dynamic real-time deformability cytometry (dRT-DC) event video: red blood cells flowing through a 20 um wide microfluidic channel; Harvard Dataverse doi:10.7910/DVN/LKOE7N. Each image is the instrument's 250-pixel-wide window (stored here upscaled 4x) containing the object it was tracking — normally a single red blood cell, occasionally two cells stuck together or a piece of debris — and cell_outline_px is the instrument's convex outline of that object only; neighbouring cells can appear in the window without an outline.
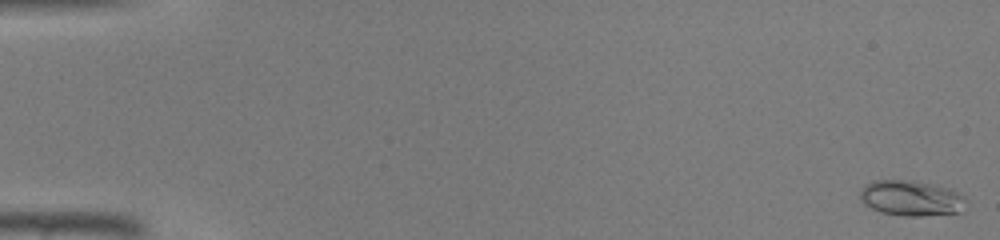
{"species": "common noctule bat (a hibernating species)", "species_latin": "Nyctalus noctula", "temperature_condition": "warm", "stored_images_in_passage": 46, "camera_frame_rate_fps": 3000, "um_per_image_px": 0.085, "animal": {"sex": "male", "body_mass_g": 19.0, "forearm_length_mm": 50.8}, "frame": {"image": 1, "passage_image": 1, "time_ms": 0.0, "image_size_px": [1000, 240], "cell_outline_px": [[968, 200], [960, 212], [920, 216], [904, 216], [884, 212], [872, 208], [864, 204], [860, 200], [860, 192], [872, 180], [900, 180], [928, 184], [948, 188], [964, 196]], "centroid_in_image_um": [77.46, 16.86], "position_along_channel_um": 7.5, "area_um2": 21.44}}
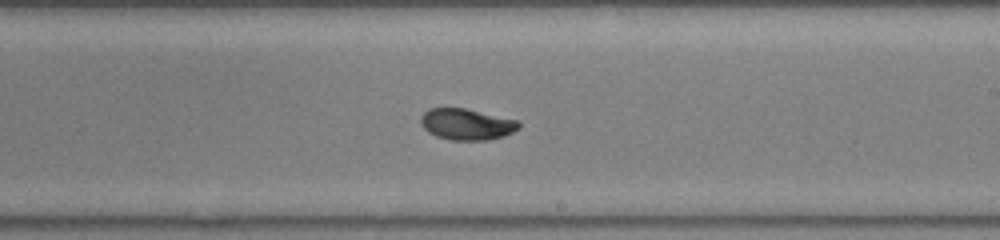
{"frame": {"image": 2, "passage_image": 28, "time_ms": 9.0, "image_size_px": [1000, 240], "cell_outline_px": [[520, 128], [504, 136], [488, 140], [452, 140], [436, 136], [428, 132], [424, 128], [420, 120], [420, 116], [428, 108], [464, 108], [516, 120], [520, 124]], "centroid_in_image_um": [39.64, 10.56], "position_along_channel_um": 249.4, "area_um2": 17.74}}
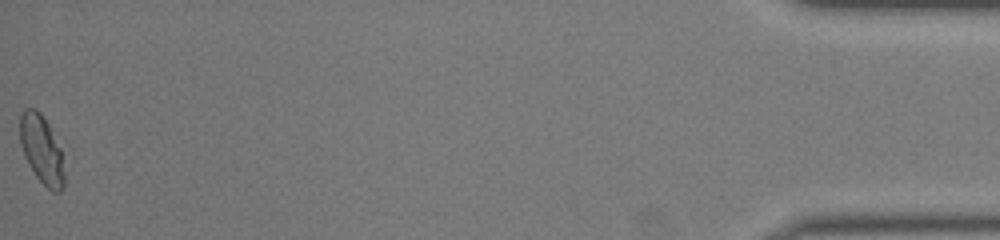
{"frame": {"image": 3, "passage_image": 46, "time_ms": 15.0, "image_size_px": [1000, 240], "cell_outline_px": [[64, 188], [60, 192], [52, 192], [36, 176], [28, 164], [24, 156], [20, 144], [20, 116], [24, 108], [36, 108], [40, 112], [48, 124], [60, 148], [64, 176]], "centroid_in_image_um": [3.52, 12.71], "position_along_channel_um": 431.7, "area_um2": 17.57}}